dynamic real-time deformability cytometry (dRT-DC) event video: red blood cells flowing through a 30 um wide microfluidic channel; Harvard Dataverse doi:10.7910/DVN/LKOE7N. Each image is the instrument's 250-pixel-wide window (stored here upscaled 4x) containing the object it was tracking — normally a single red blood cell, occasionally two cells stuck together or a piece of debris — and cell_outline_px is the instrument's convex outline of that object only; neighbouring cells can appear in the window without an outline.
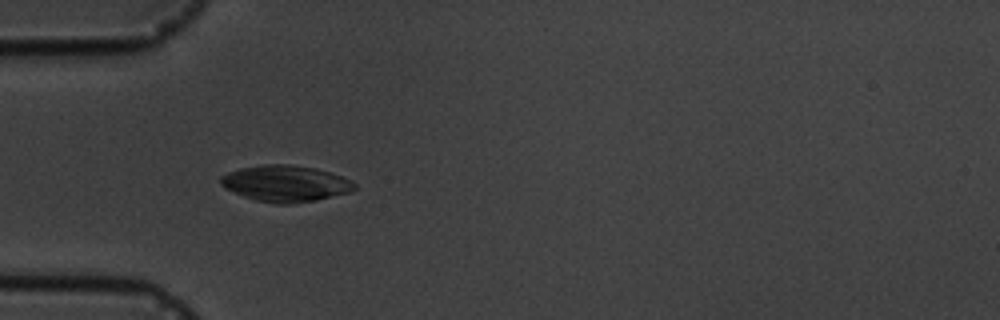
{"species": "common noctule bat (a hibernating species)", "species_latin": "Nyctalus noctula", "temperature_condition": "cold", "stored_images_in_passage": 7, "camera_frame_rate_fps": 3000, "um_per_image_px": 0.085, "animal": {"sex": "male", "body_mass_g": 19.5, "forearm_length_mm": 54.6}, "frame": {"image": 1, "passage_image": 5, "time_ms": 5.333, "image_size_px": [1000, 320], "cell_outline_px": [[356, 188], [348, 192], [316, 200], [292, 204], [276, 204], [256, 200], [244, 196], [224, 188], [220, 184], [220, 176], [228, 172], [240, 168], [264, 164], [288, 164], [316, 168], [352, 180], [356, 184]], "centroid_in_image_um": [24.24, 15.59], "position_along_channel_um": 60.8, "area_um2": 28.26}}
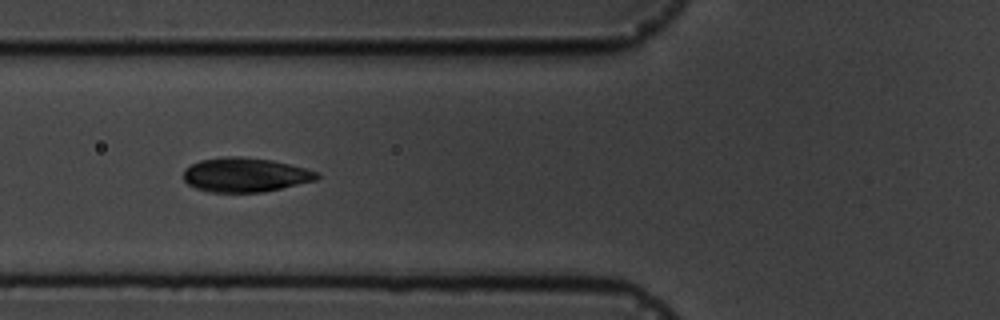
{"frame": {"image": 2, "passage_image": 6, "time_ms": 6.667, "image_size_px": [1000, 320], "cell_outline_px": [[320, 176], [316, 180], [264, 192], [208, 192], [196, 188], [188, 184], [184, 180], [184, 168], [200, 160], [224, 156], [240, 156], [272, 160], [320, 172]], "centroid_in_image_um": [20.83, 14.86], "position_along_channel_um": 105.0, "area_um2": 26.7}}
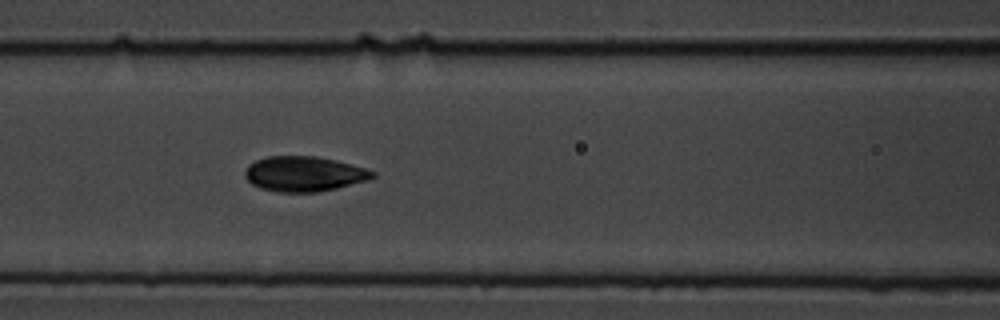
{"frame": {"image": 3, "passage_image": 7, "time_ms": 7.667, "image_size_px": [1000, 320], "cell_outline_px": [[376, 176], [368, 180], [320, 192], [276, 192], [260, 188], [252, 184], [244, 176], [244, 172], [248, 164], [256, 160], [268, 156], [316, 156], [336, 160], [352, 164], [376, 172]], "centroid_in_image_um": [25.84, 14.78], "position_along_channel_um": 140.8, "area_um2": 26.24}}